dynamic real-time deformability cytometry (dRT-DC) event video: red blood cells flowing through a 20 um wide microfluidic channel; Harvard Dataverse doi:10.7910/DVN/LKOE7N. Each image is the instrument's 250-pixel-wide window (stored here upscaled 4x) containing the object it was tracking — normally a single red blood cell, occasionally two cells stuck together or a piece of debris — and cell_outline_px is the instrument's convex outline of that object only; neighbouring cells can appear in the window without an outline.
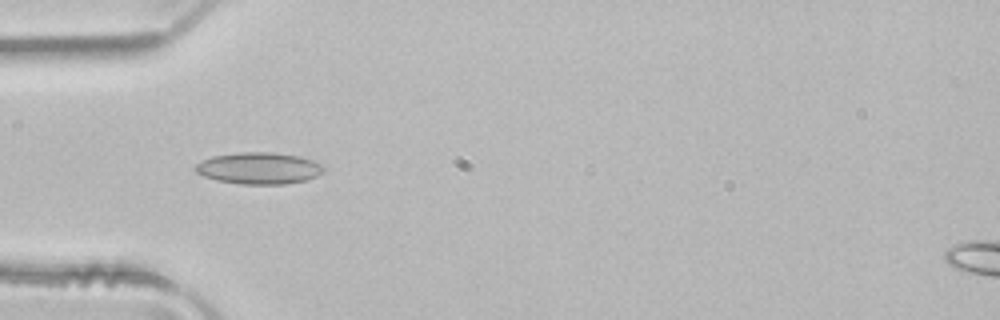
{"species": "common noctule bat (a hibernating species)", "species_latin": "Nyctalus noctula", "temperature_condition": "room temperature", "stored_images_in_passage": 3, "camera_frame_rate_fps": 3000, "um_per_image_px": 0.085, "animal": {"sex": "male", "body_mass_g": 21.5, "forearm_length_mm": 52.0}, "frame": {"image": 1, "passage_image": 2, "time_ms": 0.333, "image_size_px": [1000, 320], "cell_outline_px": [[324, 168], [316, 176], [304, 180], [284, 184], [240, 184], [216, 180], [204, 176], [196, 172], [192, 168], [196, 164], [212, 156], [240, 152], [272, 152], [300, 156], [324, 164]], "centroid_in_image_um": [21.99, 14.29], "position_along_channel_um": 63.0, "area_um2": 23.64}}
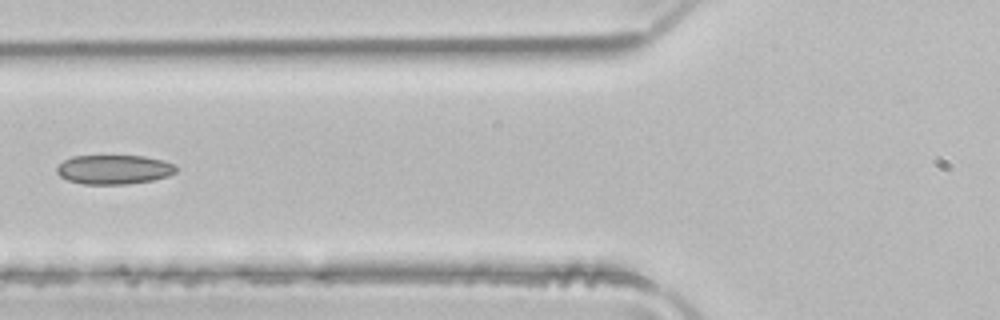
{"frame": {"image": 2, "passage_image": 3, "time_ms": 0.667, "image_size_px": [1000, 320], "cell_outline_px": [[176, 172], [168, 176], [152, 180], [128, 184], [84, 184], [68, 180], [60, 176], [56, 172], [56, 168], [64, 160], [72, 156], [144, 156], [176, 164]], "centroid_in_image_um": [9.68, 14.41], "position_along_channel_um": 116.1, "area_um2": 20.29}}